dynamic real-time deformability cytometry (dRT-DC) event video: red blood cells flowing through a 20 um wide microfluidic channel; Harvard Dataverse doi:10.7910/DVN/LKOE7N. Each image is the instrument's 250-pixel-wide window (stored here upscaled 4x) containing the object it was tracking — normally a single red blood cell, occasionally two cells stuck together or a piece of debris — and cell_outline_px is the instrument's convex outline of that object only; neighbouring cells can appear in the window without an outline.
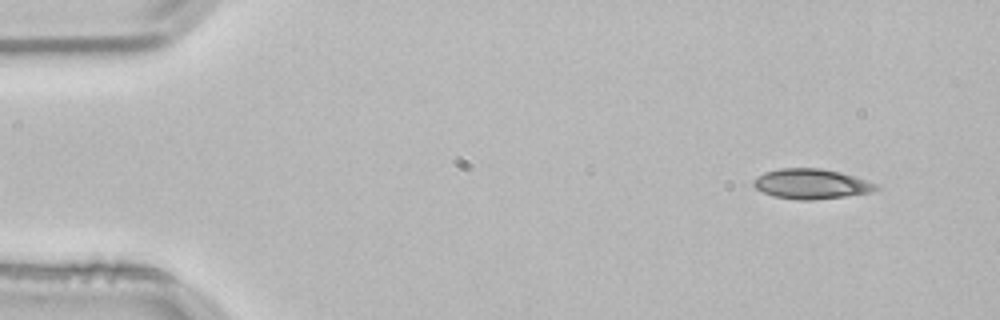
{"species": "common noctule bat (a hibernating species)", "species_latin": "Nyctalus noctula", "temperature_condition": "room temperature", "stored_images_in_passage": 16, "camera_frame_rate_fps": 3000, "um_per_image_px": 0.085, "animal": {"sex": "male", "body_mass_g": 21.5, "forearm_length_mm": 52.0}, "frame": {"image": 1, "passage_image": 4, "time_ms": 1.0, "image_size_px": [1000, 320], "cell_outline_px": [[880, 188], [872, 192], [844, 196], [812, 200], [800, 200], [772, 196], [756, 188], [752, 184], [752, 180], [756, 176], [764, 172], [780, 168], [820, 168], [840, 172], [876, 184]], "centroid_in_image_um": [68.9, 15.63], "position_along_channel_um": 16.1, "area_um2": 21.33}}
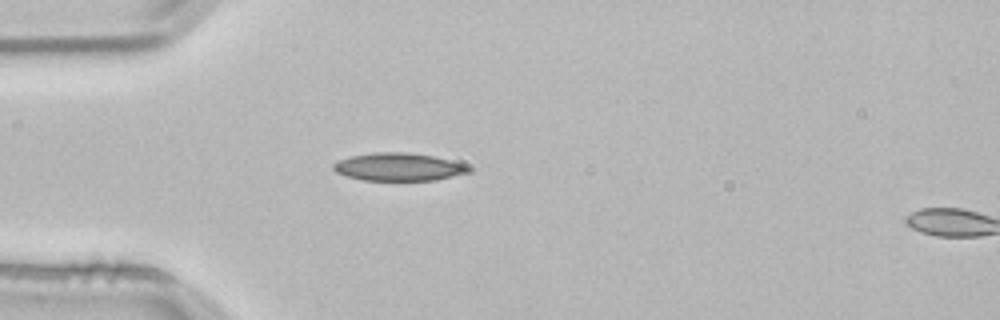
{"frame": {"image": 2, "passage_image": 14, "time_ms": 4.333, "image_size_px": [1000, 320], "cell_outline_px": [[472, 172], [436, 180], [364, 180], [344, 176], [336, 172], [332, 168], [332, 164], [336, 160], [352, 156], [376, 152], [408, 152], [432, 156], [448, 160], [472, 168]], "centroid_in_image_um": [33.83, 14.19], "position_along_channel_um": 51.2, "area_um2": 21.91}}